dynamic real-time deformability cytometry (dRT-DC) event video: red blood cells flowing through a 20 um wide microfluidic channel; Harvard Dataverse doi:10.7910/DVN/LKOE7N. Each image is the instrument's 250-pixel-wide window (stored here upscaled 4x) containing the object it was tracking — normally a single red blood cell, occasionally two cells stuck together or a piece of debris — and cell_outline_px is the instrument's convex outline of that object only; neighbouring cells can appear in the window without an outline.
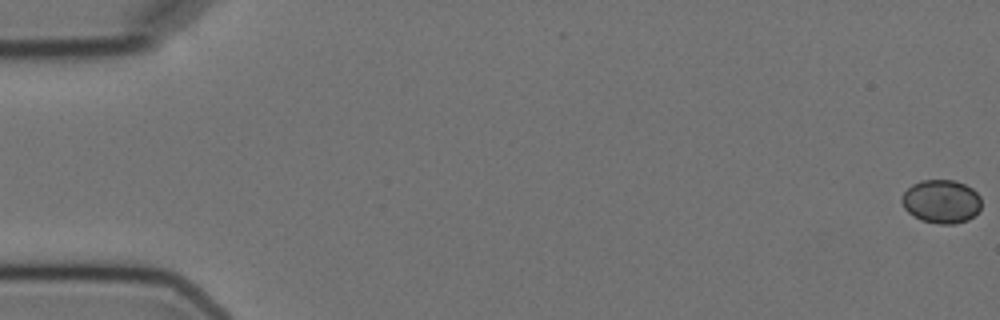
{"species": "Egyptian fruit bat (a non-hibernating species)", "species_latin": "Rousettus aegyptiacus", "temperature_condition": "cold", "stored_images_in_passage": 5, "camera_frame_rate_fps": 3000, "um_per_image_px": 0.085, "animal": {"sex": "female"}, "frame": {"image": 1, "passage_image": 1, "time_ms": 0.0, "image_size_px": [1000, 320], "cell_outline_px": [[980, 208], [968, 220], [952, 224], [940, 224], [920, 220], [908, 212], [904, 208], [900, 200], [904, 192], [912, 184], [920, 180], [956, 180], [972, 188], [980, 196]], "centroid_in_image_um": [79.99, 17.11], "position_along_channel_um": 5.0, "area_um2": 20.17}}
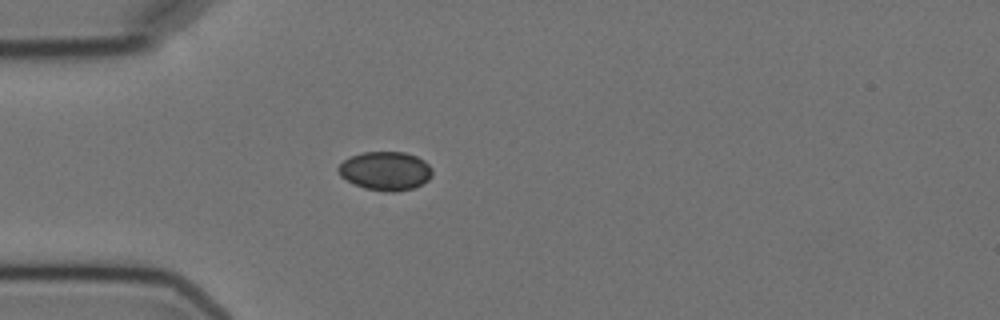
{"frame": {"image": 2, "passage_image": 5, "time_ms": 5.333, "image_size_px": [1000, 320], "cell_outline_px": [[432, 176], [428, 180], [412, 188], [396, 192], [392, 192], [364, 188], [340, 176], [336, 168], [344, 160], [352, 156], [364, 152], [404, 152], [416, 156], [424, 160], [432, 168]], "centroid_in_image_um": [32.77, 14.52], "position_along_channel_um": 52.2, "area_um2": 21.04}}